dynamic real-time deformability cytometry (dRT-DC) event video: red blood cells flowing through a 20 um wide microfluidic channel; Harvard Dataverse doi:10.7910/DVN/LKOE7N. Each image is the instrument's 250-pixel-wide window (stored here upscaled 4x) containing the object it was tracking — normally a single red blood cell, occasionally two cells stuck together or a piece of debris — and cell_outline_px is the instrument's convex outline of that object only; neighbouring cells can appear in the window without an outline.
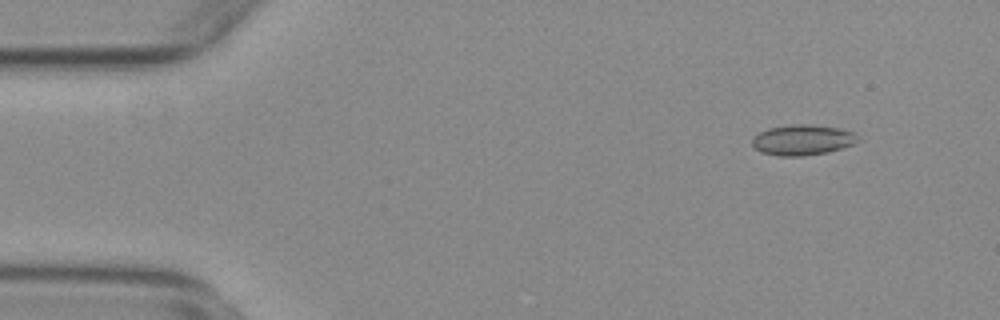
{"species": "common noctule bat (a hibernating species)", "species_latin": "Nyctalus noctula", "temperature_condition": "warm", "stored_images_in_passage": 56, "camera_frame_rate_fps": 3000, "um_per_image_px": 0.085, "animal": {"sex": "female", "body_mass_g": 29.2, "forearm_length_mm": 56.3}, "frame": {"image": 1, "passage_image": 6, "time_ms": 1.667, "image_size_px": [1000, 320], "cell_outline_px": [[852, 144], [828, 152], [800, 156], [780, 156], [760, 152], [752, 144], [752, 140], [760, 132], [768, 128], [792, 124], [808, 124], [840, 128], [852, 132]], "centroid_in_image_um": [68.12, 11.89], "position_along_channel_um": 16.9, "area_um2": 18.21}}
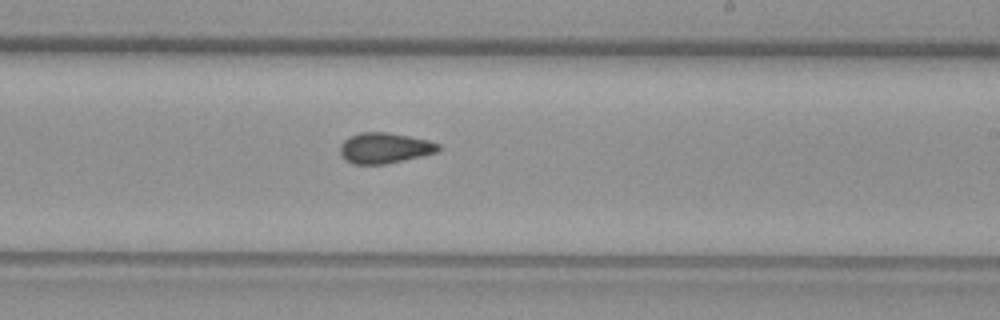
{"frame": {"image": 2, "passage_image": 33, "time_ms": 10.667, "image_size_px": [1000, 320], "cell_outline_px": [[440, 148], [436, 152], [404, 160], [384, 164], [352, 164], [344, 160], [340, 156], [340, 144], [348, 136], [360, 132], [388, 132], [428, 140], [440, 144]], "centroid_in_image_um": [32.63, 12.58], "position_along_channel_um": 256.4, "area_um2": 17.63}}
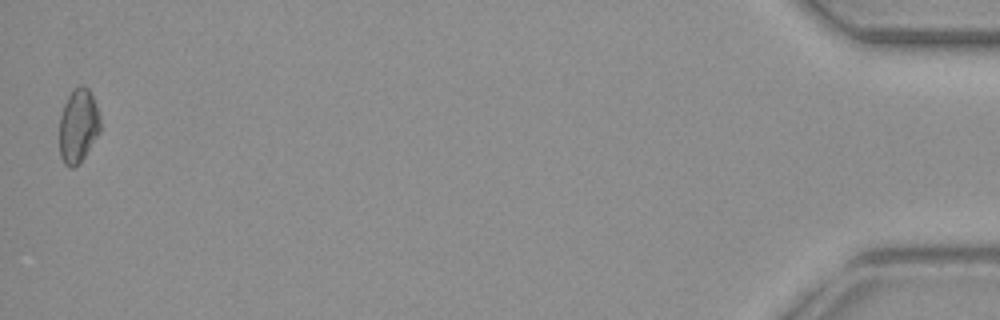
{"frame": {"image": 3, "passage_image": 55, "time_ms": 18.0, "image_size_px": [1000, 320], "cell_outline_px": [[100, 132], [84, 156], [72, 168], [68, 168], [64, 164], [60, 156], [60, 116], [64, 104], [68, 96], [80, 84], [84, 84], [88, 88], [96, 104], [100, 116]], "centroid_in_image_um": [6.65, 10.68], "position_along_channel_um": 428.5, "area_um2": 17.46}, "authors_computed_cell_mechanics": {"area_um2": 17.5712, "velocity_mm_per_s": 3.739, "shape_relaxation_time_tau1_ms": null, "shape_relaxation_time_tau2_ms": 3.1363, "deformation_change_tau1": null, "deformation_change_tau2": 0.0757}}